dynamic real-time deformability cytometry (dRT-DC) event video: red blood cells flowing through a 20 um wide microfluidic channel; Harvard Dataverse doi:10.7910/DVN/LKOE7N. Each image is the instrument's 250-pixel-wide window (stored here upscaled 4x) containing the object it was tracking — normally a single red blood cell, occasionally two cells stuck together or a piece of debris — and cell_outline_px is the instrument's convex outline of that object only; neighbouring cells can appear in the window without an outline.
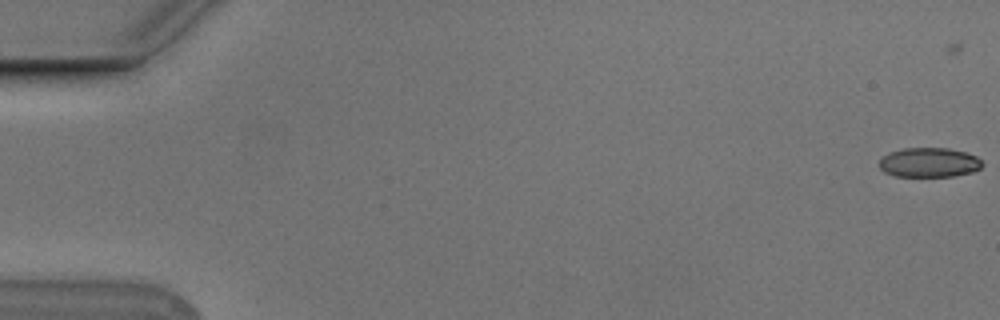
{"species": "Egyptian fruit bat (a non-hibernating species)", "species_latin": "Rousettus aegyptiacus", "temperature_condition": "cold", "stored_images_in_passage": 52, "camera_frame_rate_fps": 3000, "um_per_image_px": 0.085, "animal": {"sex": "male"}, "frame": {"image": 1, "passage_image": 2, "time_ms": 0.333, "image_size_px": [1000, 320], "cell_outline_px": [[984, 164], [980, 168], [972, 172], [952, 176], [896, 176], [884, 172], [880, 168], [880, 160], [888, 152], [904, 148], [948, 148], [968, 152], [976, 156]], "centroid_in_image_um": [78.99, 13.8], "position_along_channel_um": 6.0, "area_um2": 17.74}}
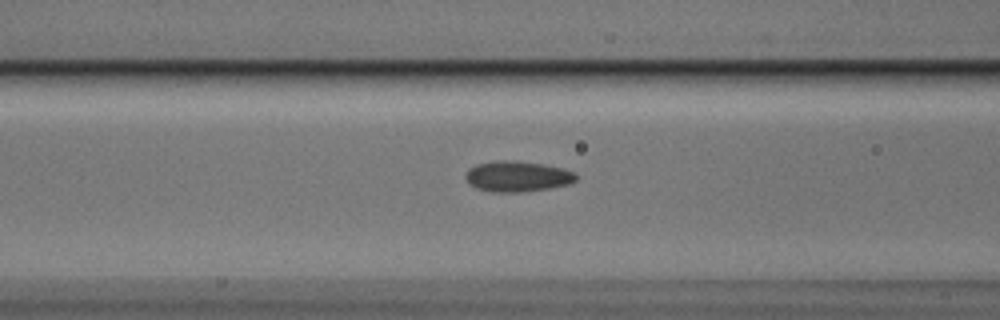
{"frame": {"image": 2, "passage_image": 24, "time_ms": 7.667, "image_size_px": [1000, 320], "cell_outline_px": [[576, 180], [572, 184], [548, 188], [520, 192], [492, 192], [476, 188], [468, 184], [464, 176], [468, 168], [476, 164], [496, 160], [516, 160], [544, 164], [564, 168], [576, 172]], "centroid_in_image_um": [43.97, 14.98], "position_along_channel_um": 122.6, "area_um2": 20.11}}
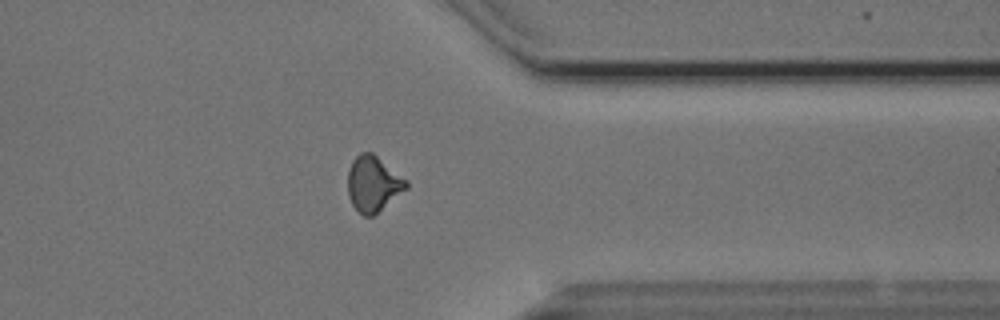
{"frame": {"image": 3, "passage_image": 45, "time_ms": 14.667, "image_size_px": [1000, 320], "cell_outline_px": [[408, 188], [372, 216], [364, 216], [352, 204], [348, 196], [348, 172], [352, 160], [360, 152], [372, 152], [408, 180]], "centroid_in_image_um": [31.72, 15.6], "position_along_channel_um": 379.7, "area_um2": 18.84}, "authors_computed_cell_mechanics": {"area_um2": 18.7561, "velocity_mm_per_s": 3.7675, "shape_relaxation_time_tau1_ms": 5.9915, "shape_relaxation_time_tau2_ms": 1.9618, "deformation_change_tau1": 0.1158, "deformation_change_tau2": 0.0695}}